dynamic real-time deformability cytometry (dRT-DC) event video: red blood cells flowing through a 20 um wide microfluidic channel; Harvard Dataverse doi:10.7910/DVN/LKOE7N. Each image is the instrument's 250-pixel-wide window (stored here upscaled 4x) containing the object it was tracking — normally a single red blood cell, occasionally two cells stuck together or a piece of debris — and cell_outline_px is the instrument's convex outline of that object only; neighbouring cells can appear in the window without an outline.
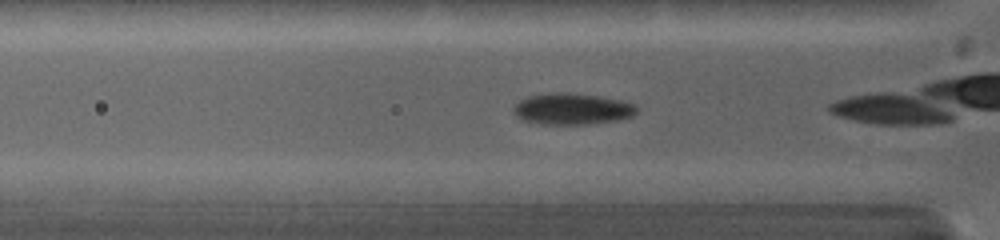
{"species": "common noctule bat (a hibernating species)", "species_latin": "Nyctalus noctula", "temperature_condition": "warm", "stored_images_in_passage": 6, "camera_frame_rate_fps": 5000, "um_per_image_px": 0.085, "animal": {"sex": "female", "body_mass_g": 19.0, "forearm_length_mm": 53.3}, "frame": {"image": 1, "passage_image": 2, "time_ms": 0.2, "image_size_px": [1000, 240], "cell_outline_px": [[636, 112], [632, 116], [616, 120], [588, 124], [540, 124], [520, 120], [512, 112], [512, 108], [524, 96], [548, 92], [568, 92], [600, 96], [620, 100], [636, 104]], "centroid_in_image_um": [48.55, 9.24], "position_along_channel_um": 77.2, "area_um2": 22.83}}